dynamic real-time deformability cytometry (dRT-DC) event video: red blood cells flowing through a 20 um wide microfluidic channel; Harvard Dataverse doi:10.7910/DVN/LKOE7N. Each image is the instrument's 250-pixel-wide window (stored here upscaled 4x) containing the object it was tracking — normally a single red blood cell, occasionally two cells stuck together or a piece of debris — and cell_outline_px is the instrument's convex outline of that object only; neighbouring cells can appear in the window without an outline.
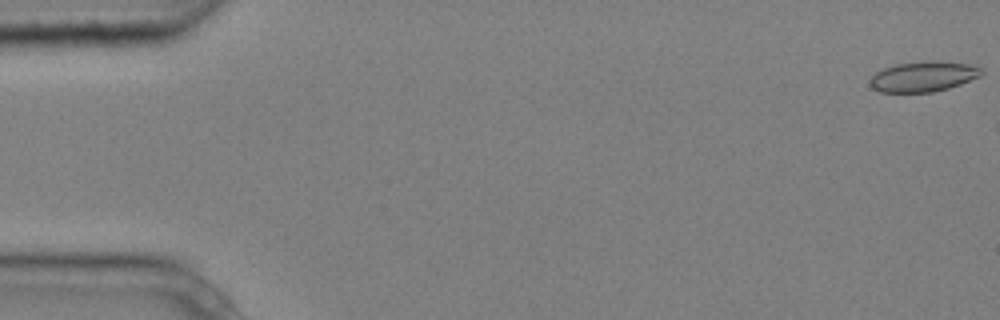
{"species": "common noctule bat (a hibernating species)", "species_latin": "Nyctalus noctula", "temperature_condition": "cold", "stored_images_in_passage": 3, "camera_frame_rate_fps": 3000, "um_per_image_px": 0.085, "animal": {"sex": "male", "body_mass_g": 20.4}, "frame": {"image": 1, "passage_image": 1, "time_ms": 0.0, "image_size_px": [1000, 320], "cell_outline_px": [[984, 72], [980, 76], [960, 84], [948, 88], [932, 92], [880, 92], [872, 88], [868, 84], [868, 80], [876, 72], [884, 68], [896, 64], [924, 60], [940, 60], [968, 64], [984, 68]], "centroid_in_image_um": [78.48, 6.49], "position_along_channel_um": 6.5, "area_um2": 20.0}}